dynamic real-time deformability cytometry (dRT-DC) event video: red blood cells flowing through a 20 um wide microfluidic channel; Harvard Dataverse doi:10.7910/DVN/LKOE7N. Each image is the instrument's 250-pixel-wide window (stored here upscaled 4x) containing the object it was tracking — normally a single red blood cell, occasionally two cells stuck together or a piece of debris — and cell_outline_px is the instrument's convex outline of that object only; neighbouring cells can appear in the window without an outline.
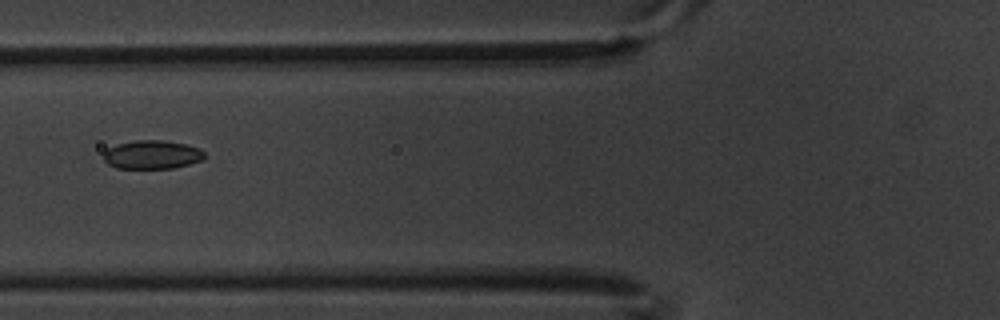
{"species": "common noctule bat (a hibernating species)", "species_latin": "Nyctalus noctula", "temperature_condition": "warm", "stored_images_in_passage": 3, "camera_frame_rate_fps": 3000, "um_per_image_px": 0.085, "animal": {"sex": "male", "body_mass_g": 20.1, "forearm_length_mm": 53.5}, "frame": {"image": 1, "passage_image": 2, "time_ms": 0.333, "image_size_px": [1000, 320], "cell_outline_px": [[204, 160], [172, 168], [116, 168], [108, 164], [104, 160], [104, 152], [108, 148], [116, 144], [136, 140], [164, 140], [188, 144], [200, 148], [204, 152]], "centroid_in_image_um": [12.94, 13.13], "position_along_channel_um": 112.9, "area_um2": 16.94}}
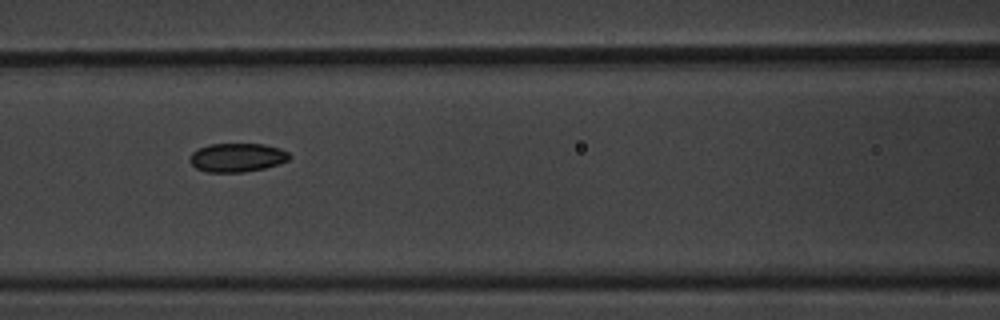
{"frame": {"image": 2, "passage_image": 3, "time_ms": 0.667, "image_size_px": [1000, 320], "cell_outline_px": [[292, 156], [288, 160], [264, 168], [244, 172], [208, 172], [196, 168], [192, 164], [192, 152], [208, 144], [264, 144], [280, 148], [288, 152]], "centroid_in_image_um": [20.19, 13.38], "position_along_channel_um": 146.4, "area_um2": 16.47}}